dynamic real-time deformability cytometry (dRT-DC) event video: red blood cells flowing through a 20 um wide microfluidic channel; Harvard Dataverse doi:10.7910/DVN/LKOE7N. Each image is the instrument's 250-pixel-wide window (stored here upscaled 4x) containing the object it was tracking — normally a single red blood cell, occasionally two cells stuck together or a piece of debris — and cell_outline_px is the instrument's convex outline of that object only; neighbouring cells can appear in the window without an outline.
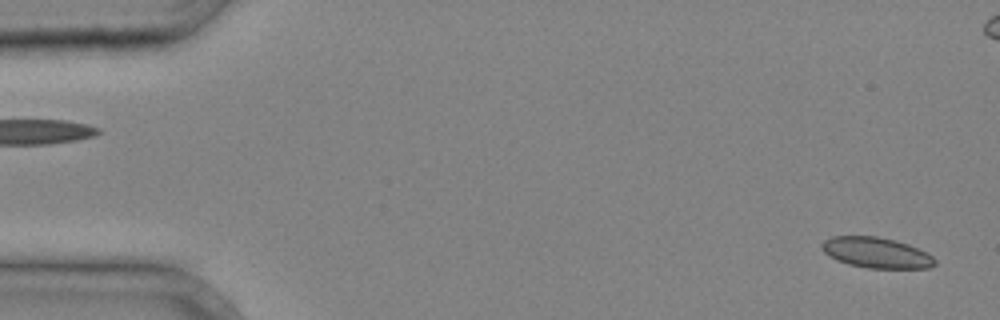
{"species": "common noctule bat (a hibernating species)", "species_latin": "Nyctalus noctula", "temperature_condition": "cold", "stored_images_in_passage": 4, "segment_of_instrument_passage": [2, 2], "camera_frame_rate_fps": 3000, "um_per_image_px": 0.085, "animal": {"sex": "male", "body_mass_g": 20.4}, "frame": {"image": 1, "passage_image": 4, "time_ms": 1.0, "image_size_px": [1000, 320], "cell_outline_px": [[936, 264], [928, 268], [868, 268], [848, 264], [836, 260], [828, 256], [820, 248], [820, 244], [824, 240], [832, 236], [876, 236], [896, 240], [908, 244], [932, 256], [936, 260]], "centroid_in_image_um": [74.44, 21.47], "position_along_channel_um": 10.6, "area_um2": 20.23}}